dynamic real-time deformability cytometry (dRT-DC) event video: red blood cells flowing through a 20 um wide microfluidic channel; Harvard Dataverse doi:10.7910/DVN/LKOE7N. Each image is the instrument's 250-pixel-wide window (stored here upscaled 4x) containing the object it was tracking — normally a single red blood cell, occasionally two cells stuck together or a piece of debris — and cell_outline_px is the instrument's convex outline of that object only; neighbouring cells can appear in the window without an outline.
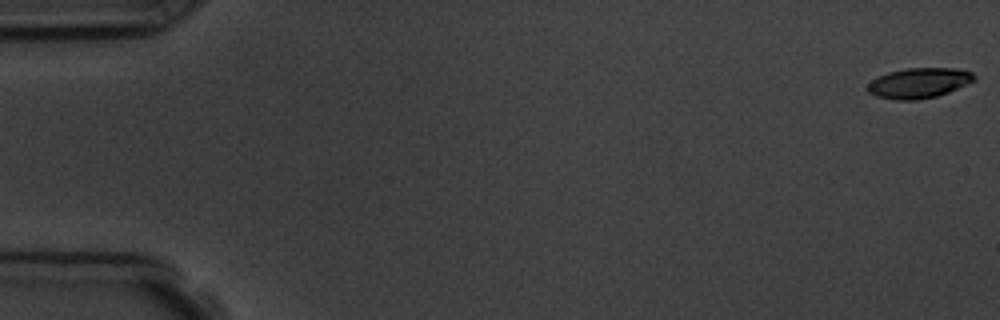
{"species": "common noctule bat (a hibernating species)", "species_latin": "Nyctalus noctula", "temperature_condition": "room temperature", "stored_images_in_passage": 6, "camera_frame_rate_fps": 3000, "um_per_image_px": 0.085, "animal": {"sex": "male", "body_mass_g": 19.5, "forearm_length_mm": 54.6}, "frame": {"image": 1, "passage_image": 1, "time_ms": 0.0, "image_size_px": [1000, 320], "cell_outline_px": [[976, 80], [948, 92], [936, 96], [916, 100], [896, 100], [876, 96], [868, 92], [868, 84], [872, 80], [888, 72], [908, 68], [956, 68], [972, 72], [976, 76]], "centroid_in_image_um": [78.13, 7.05], "position_along_channel_um": 6.9, "area_um2": 18.67}}